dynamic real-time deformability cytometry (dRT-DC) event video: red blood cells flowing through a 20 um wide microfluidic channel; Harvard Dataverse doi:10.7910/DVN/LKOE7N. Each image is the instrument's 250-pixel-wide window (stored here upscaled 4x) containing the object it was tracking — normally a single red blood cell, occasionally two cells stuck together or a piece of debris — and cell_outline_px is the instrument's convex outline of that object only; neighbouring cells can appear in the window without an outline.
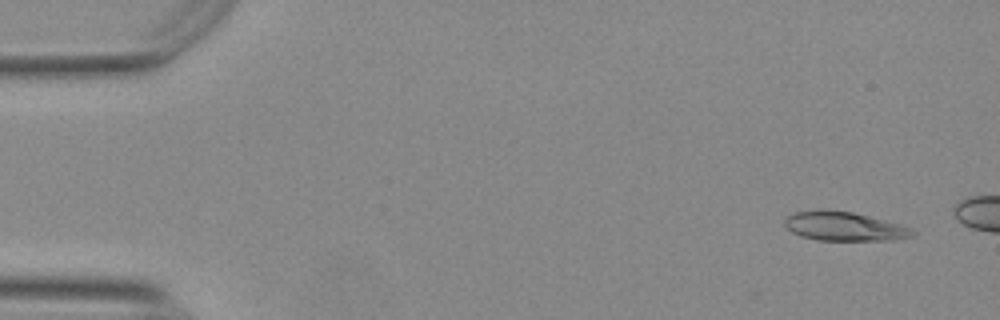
{"species": "Egyptian fruit bat (a non-hibernating species)", "species_latin": "Rousettus aegyptiacus", "temperature_condition": "warm", "stored_images_in_passage": 15, "camera_frame_rate_fps": 3000, "um_per_image_px": 0.085, "animal": {"sex": "female"}, "frame": {"image": 1, "passage_image": 3, "time_ms": 0.667, "image_size_px": [1000, 320], "cell_outline_px": [[916, 232], [912, 236], [892, 240], [820, 240], [800, 236], [792, 232], [784, 224], [784, 220], [788, 216], [796, 212], [820, 208], [828, 208], [852, 212], [900, 224], [912, 228]], "centroid_in_image_um": [71.74, 19.22], "position_along_channel_um": 13.3, "area_um2": 21.73}}